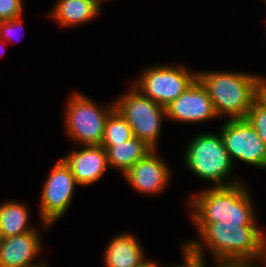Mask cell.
<instances>
[{"label": "cell", "instance_id": "obj_1", "mask_svg": "<svg viewBox=\"0 0 266 267\" xmlns=\"http://www.w3.org/2000/svg\"><path fill=\"white\" fill-rule=\"evenodd\" d=\"M201 241L182 245L183 257L203 259V246L209 248L214 260L245 261L255 264L266 245V237L257 226L239 224L195 223ZM203 244V245H202Z\"/></svg>", "mask_w": 266, "mask_h": 267}, {"label": "cell", "instance_id": "obj_7", "mask_svg": "<svg viewBox=\"0 0 266 267\" xmlns=\"http://www.w3.org/2000/svg\"><path fill=\"white\" fill-rule=\"evenodd\" d=\"M177 65L151 66L133 86L152 101L166 107L188 89L197 79V72H189Z\"/></svg>", "mask_w": 266, "mask_h": 267}, {"label": "cell", "instance_id": "obj_9", "mask_svg": "<svg viewBox=\"0 0 266 267\" xmlns=\"http://www.w3.org/2000/svg\"><path fill=\"white\" fill-rule=\"evenodd\" d=\"M220 132L232 162L237 158L247 164L266 169V144L246 119H228Z\"/></svg>", "mask_w": 266, "mask_h": 267}, {"label": "cell", "instance_id": "obj_10", "mask_svg": "<svg viewBox=\"0 0 266 267\" xmlns=\"http://www.w3.org/2000/svg\"><path fill=\"white\" fill-rule=\"evenodd\" d=\"M166 108V117L184 123H198L218 117L206 88L196 79Z\"/></svg>", "mask_w": 266, "mask_h": 267}, {"label": "cell", "instance_id": "obj_24", "mask_svg": "<svg viewBox=\"0 0 266 267\" xmlns=\"http://www.w3.org/2000/svg\"><path fill=\"white\" fill-rule=\"evenodd\" d=\"M260 260H261V262H266V245H265V247H264V249H263V251H262V254H261L260 257L257 259V261H256V263H255V267H260V266H258V265H259L258 262H260ZM262 260H265V261H262ZM256 264H257V266H256ZM265 265H266V263H265Z\"/></svg>", "mask_w": 266, "mask_h": 267}, {"label": "cell", "instance_id": "obj_6", "mask_svg": "<svg viewBox=\"0 0 266 267\" xmlns=\"http://www.w3.org/2000/svg\"><path fill=\"white\" fill-rule=\"evenodd\" d=\"M67 105L65 128L69 137L82 146L101 145L105 123L115 109V103L102 108L83 93L74 92Z\"/></svg>", "mask_w": 266, "mask_h": 267}, {"label": "cell", "instance_id": "obj_2", "mask_svg": "<svg viewBox=\"0 0 266 267\" xmlns=\"http://www.w3.org/2000/svg\"><path fill=\"white\" fill-rule=\"evenodd\" d=\"M242 183L211 187L194 194L188 205L193 223L239 224L257 226L253 200Z\"/></svg>", "mask_w": 266, "mask_h": 267}, {"label": "cell", "instance_id": "obj_21", "mask_svg": "<svg viewBox=\"0 0 266 267\" xmlns=\"http://www.w3.org/2000/svg\"><path fill=\"white\" fill-rule=\"evenodd\" d=\"M193 267H207L204 258L184 257ZM215 267H255V264L245 261L216 260Z\"/></svg>", "mask_w": 266, "mask_h": 267}, {"label": "cell", "instance_id": "obj_20", "mask_svg": "<svg viewBox=\"0 0 266 267\" xmlns=\"http://www.w3.org/2000/svg\"><path fill=\"white\" fill-rule=\"evenodd\" d=\"M22 0H0V21H7L23 15Z\"/></svg>", "mask_w": 266, "mask_h": 267}, {"label": "cell", "instance_id": "obj_25", "mask_svg": "<svg viewBox=\"0 0 266 267\" xmlns=\"http://www.w3.org/2000/svg\"><path fill=\"white\" fill-rule=\"evenodd\" d=\"M158 263L147 260L141 267H160Z\"/></svg>", "mask_w": 266, "mask_h": 267}, {"label": "cell", "instance_id": "obj_19", "mask_svg": "<svg viewBox=\"0 0 266 267\" xmlns=\"http://www.w3.org/2000/svg\"><path fill=\"white\" fill-rule=\"evenodd\" d=\"M245 119L266 144V106L256 98L248 110Z\"/></svg>", "mask_w": 266, "mask_h": 267}, {"label": "cell", "instance_id": "obj_13", "mask_svg": "<svg viewBox=\"0 0 266 267\" xmlns=\"http://www.w3.org/2000/svg\"><path fill=\"white\" fill-rule=\"evenodd\" d=\"M41 239L33 229L21 235L5 237L0 245V267H36L42 263L33 264L41 251Z\"/></svg>", "mask_w": 266, "mask_h": 267}, {"label": "cell", "instance_id": "obj_15", "mask_svg": "<svg viewBox=\"0 0 266 267\" xmlns=\"http://www.w3.org/2000/svg\"><path fill=\"white\" fill-rule=\"evenodd\" d=\"M49 13L61 27L79 25L96 18L100 6L95 0H58Z\"/></svg>", "mask_w": 266, "mask_h": 267}, {"label": "cell", "instance_id": "obj_12", "mask_svg": "<svg viewBox=\"0 0 266 267\" xmlns=\"http://www.w3.org/2000/svg\"><path fill=\"white\" fill-rule=\"evenodd\" d=\"M84 147L81 150H72L61 158L80 186H88L99 181L109 167L106 151L101 145Z\"/></svg>", "mask_w": 266, "mask_h": 267}, {"label": "cell", "instance_id": "obj_28", "mask_svg": "<svg viewBox=\"0 0 266 267\" xmlns=\"http://www.w3.org/2000/svg\"><path fill=\"white\" fill-rule=\"evenodd\" d=\"M3 239H4V236H3L2 231L0 229V245H1L2 241H3Z\"/></svg>", "mask_w": 266, "mask_h": 267}, {"label": "cell", "instance_id": "obj_17", "mask_svg": "<svg viewBox=\"0 0 266 267\" xmlns=\"http://www.w3.org/2000/svg\"><path fill=\"white\" fill-rule=\"evenodd\" d=\"M28 208L24 204L14 201L0 205V229L5 237L21 235L32 231L30 227Z\"/></svg>", "mask_w": 266, "mask_h": 267}, {"label": "cell", "instance_id": "obj_11", "mask_svg": "<svg viewBox=\"0 0 266 267\" xmlns=\"http://www.w3.org/2000/svg\"><path fill=\"white\" fill-rule=\"evenodd\" d=\"M168 164L153 149L144 158L134 164L124 177L136 191L143 194H158L164 191L170 179Z\"/></svg>", "mask_w": 266, "mask_h": 267}, {"label": "cell", "instance_id": "obj_16", "mask_svg": "<svg viewBox=\"0 0 266 267\" xmlns=\"http://www.w3.org/2000/svg\"><path fill=\"white\" fill-rule=\"evenodd\" d=\"M107 155L108 165L119 169L124 175L134 164L153 149L137 137L115 145H101Z\"/></svg>", "mask_w": 266, "mask_h": 267}, {"label": "cell", "instance_id": "obj_23", "mask_svg": "<svg viewBox=\"0 0 266 267\" xmlns=\"http://www.w3.org/2000/svg\"><path fill=\"white\" fill-rule=\"evenodd\" d=\"M262 104L266 106V78L261 75L257 79V97Z\"/></svg>", "mask_w": 266, "mask_h": 267}, {"label": "cell", "instance_id": "obj_18", "mask_svg": "<svg viewBox=\"0 0 266 267\" xmlns=\"http://www.w3.org/2000/svg\"><path fill=\"white\" fill-rule=\"evenodd\" d=\"M132 137L134 136L130 125L115 108L106 120L101 145H115L116 143L126 142Z\"/></svg>", "mask_w": 266, "mask_h": 267}, {"label": "cell", "instance_id": "obj_29", "mask_svg": "<svg viewBox=\"0 0 266 267\" xmlns=\"http://www.w3.org/2000/svg\"><path fill=\"white\" fill-rule=\"evenodd\" d=\"M36 267H46V264H45L44 262H42V264H41V265H39V266H36Z\"/></svg>", "mask_w": 266, "mask_h": 267}, {"label": "cell", "instance_id": "obj_4", "mask_svg": "<svg viewBox=\"0 0 266 267\" xmlns=\"http://www.w3.org/2000/svg\"><path fill=\"white\" fill-rule=\"evenodd\" d=\"M191 141L184 154V162L191 173L206 181L214 182L215 185L212 187H227L241 183L239 180L227 179L233 162L230 160L220 134H204L203 132Z\"/></svg>", "mask_w": 266, "mask_h": 267}, {"label": "cell", "instance_id": "obj_3", "mask_svg": "<svg viewBox=\"0 0 266 267\" xmlns=\"http://www.w3.org/2000/svg\"><path fill=\"white\" fill-rule=\"evenodd\" d=\"M197 79L206 88L218 116L245 119L257 97L258 75L244 72H198Z\"/></svg>", "mask_w": 266, "mask_h": 267}, {"label": "cell", "instance_id": "obj_26", "mask_svg": "<svg viewBox=\"0 0 266 267\" xmlns=\"http://www.w3.org/2000/svg\"><path fill=\"white\" fill-rule=\"evenodd\" d=\"M183 258V264L180 265H175V266H171V267H193L184 257Z\"/></svg>", "mask_w": 266, "mask_h": 267}, {"label": "cell", "instance_id": "obj_8", "mask_svg": "<svg viewBox=\"0 0 266 267\" xmlns=\"http://www.w3.org/2000/svg\"><path fill=\"white\" fill-rule=\"evenodd\" d=\"M77 182L62 159L51 168L40 200V216L44 228L51 226L68 210Z\"/></svg>", "mask_w": 266, "mask_h": 267}, {"label": "cell", "instance_id": "obj_5", "mask_svg": "<svg viewBox=\"0 0 266 267\" xmlns=\"http://www.w3.org/2000/svg\"><path fill=\"white\" fill-rule=\"evenodd\" d=\"M114 103L115 108L130 125L133 136L152 149H157L163 118L167 116L166 108L152 101L134 86Z\"/></svg>", "mask_w": 266, "mask_h": 267}, {"label": "cell", "instance_id": "obj_22", "mask_svg": "<svg viewBox=\"0 0 266 267\" xmlns=\"http://www.w3.org/2000/svg\"><path fill=\"white\" fill-rule=\"evenodd\" d=\"M22 23H23L22 16L7 20V21H0V41L5 40L3 41L4 45L7 40L11 41V38H12L11 36L14 35V32H16V29L23 28Z\"/></svg>", "mask_w": 266, "mask_h": 267}, {"label": "cell", "instance_id": "obj_27", "mask_svg": "<svg viewBox=\"0 0 266 267\" xmlns=\"http://www.w3.org/2000/svg\"><path fill=\"white\" fill-rule=\"evenodd\" d=\"M97 4L101 7V4L105 1H110V0H95Z\"/></svg>", "mask_w": 266, "mask_h": 267}, {"label": "cell", "instance_id": "obj_14", "mask_svg": "<svg viewBox=\"0 0 266 267\" xmlns=\"http://www.w3.org/2000/svg\"><path fill=\"white\" fill-rule=\"evenodd\" d=\"M104 253L106 267H141L147 261L139 241L130 233L115 236Z\"/></svg>", "mask_w": 266, "mask_h": 267}]
</instances>
